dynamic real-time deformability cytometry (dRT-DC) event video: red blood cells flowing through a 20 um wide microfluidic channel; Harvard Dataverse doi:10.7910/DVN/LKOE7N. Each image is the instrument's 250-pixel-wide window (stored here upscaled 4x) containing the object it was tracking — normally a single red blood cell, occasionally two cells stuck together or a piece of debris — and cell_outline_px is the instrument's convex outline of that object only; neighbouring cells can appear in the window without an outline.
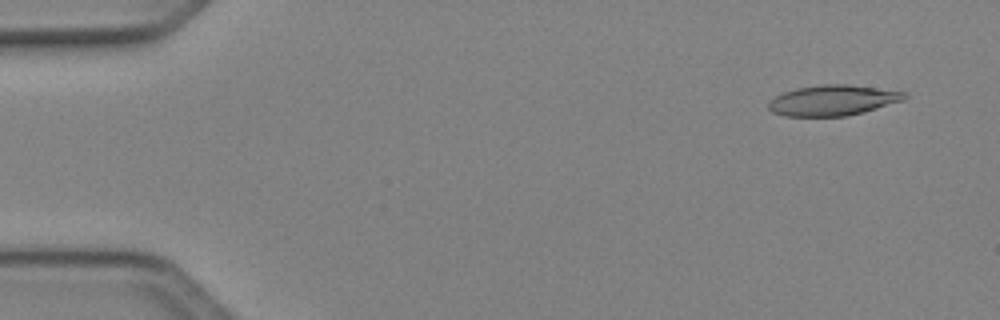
{"species": "Egyptian fruit bat (a non-hibernating species)", "species_latin": "Rousettus aegyptiacus", "temperature_condition": "cold", "stored_images_in_passage": 22, "camera_frame_rate_fps": 3000, "um_per_image_px": 0.085, "animal": {"sex": "female"}, "frame": {"image": 1, "passage_image": 4, "time_ms": 1.0, "image_size_px": [1000, 320], "cell_outline_px": [[908, 96], [904, 100], [864, 112], [848, 116], [784, 116], [772, 112], [768, 108], [768, 104], [776, 96], [784, 92], [796, 88], [820, 84], [848, 84], [908, 92]], "centroid_in_image_um": [70.82, 8.52], "position_along_channel_um": 14.2, "area_um2": 24.28}}
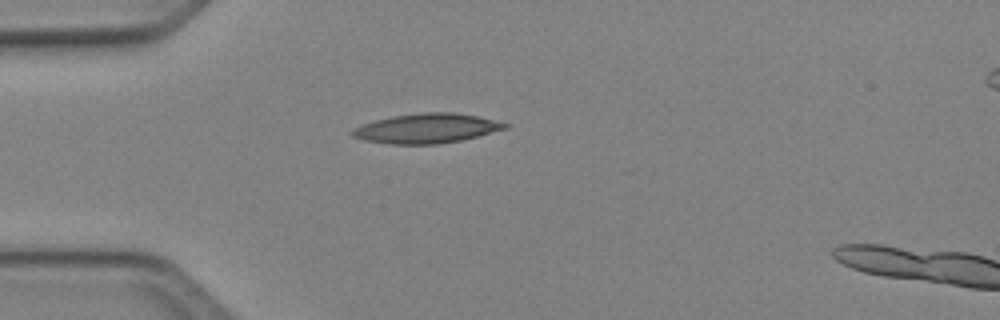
{"frame": {"image": 2, "passage_image": 14, "time_ms": 4.333, "image_size_px": [1000, 320], "cell_outline_px": [[508, 128], [460, 140], [436, 144], [388, 144], [364, 140], [352, 136], [352, 132], [356, 128], [364, 124], [376, 120], [392, 116], [424, 112], [452, 112], [476, 116], [508, 124]], "centroid_in_image_um": [36.25, 10.91], "position_along_channel_um": 48.8, "area_um2": 25.84}}
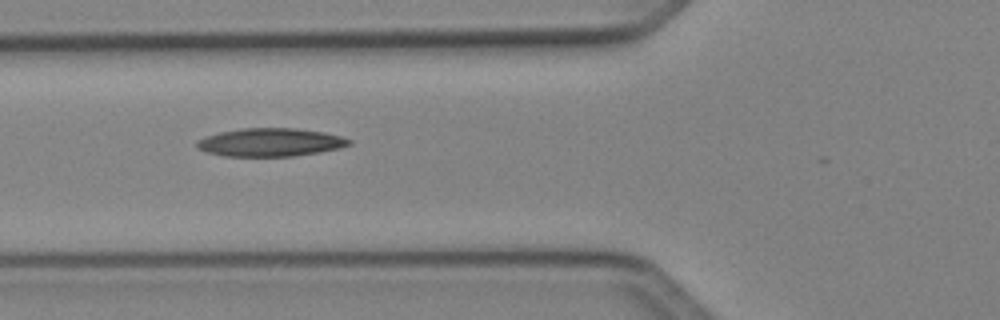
{"frame": {"image": 3, "passage_image": 19, "time_ms": 6.0, "image_size_px": [1000, 320], "cell_outline_px": [[352, 144], [340, 148], [320, 152], [292, 156], [224, 156], [208, 152], [196, 148], [196, 140], [220, 132], [240, 128], [296, 128], [324, 132], [340, 136], [352, 140]], "centroid_in_image_um": [22.99, 12.09], "position_along_channel_um": 102.8, "area_um2": 25.03}}